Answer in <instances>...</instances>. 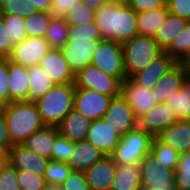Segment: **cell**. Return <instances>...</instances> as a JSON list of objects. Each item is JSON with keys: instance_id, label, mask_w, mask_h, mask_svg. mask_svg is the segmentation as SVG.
Wrapping results in <instances>:
<instances>
[{"instance_id": "1", "label": "cell", "mask_w": 190, "mask_h": 190, "mask_svg": "<svg viewBox=\"0 0 190 190\" xmlns=\"http://www.w3.org/2000/svg\"><path fill=\"white\" fill-rule=\"evenodd\" d=\"M137 15L127 3L113 1L96 8L95 22L102 39L124 44L138 35Z\"/></svg>"}, {"instance_id": "2", "label": "cell", "mask_w": 190, "mask_h": 190, "mask_svg": "<svg viewBox=\"0 0 190 190\" xmlns=\"http://www.w3.org/2000/svg\"><path fill=\"white\" fill-rule=\"evenodd\" d=\"M12 145H21L32 133L45 126L32 101H14L1 106Z\"/></svg>"}, {"instance_id": "3", "label": "cell", "mask_w": 190, "mask_h": 190, "mask_svg": "<svg viewBox=\"0 0 190 190\" xmlns=\"http://www.w3.org/2000/svg\"><path fill=\"white\" fill-rule=\"evenodd\" d=\"M75 83L55 85L34 101L45 125L57 127L74 108Z\"/></svg>"}, {"instance_id": "4", "label": "cell", "mask_w": 190, "mask_h": 190, "mask_svg": "<svg viewBox=\"0 0 190 190\" xmlns=\"http://www.w3.org/2000/svg\"><path fill=\"white\" fill-rule=\"evenodd\" d=\"M126 78L145 69L164 51L151 36L138 34L122 44Z\"/></svg>"}, {"instance_id": "5", "label": "cell", "mask_w": 190, "mask_h": 190, "mask_svg": "<svg viewBox=\"0 0 190 190\" xmlns=\"http://www.w3.org/2000/svg\"><path fill=\"white\" fill-rule=\"evenodd\" d=\"M153 138L152 134L137 127L120 137L119 144L110 156L117 165L140 164L151 153Z\"/></svg>"}, {"instance_id": "6", "label": "cell", "mask_w": 190, "mask_h": 190, "mask_svg": "<svg viewBox=\"0 0 190 190\" xmlns=\"http://www.w3.org/2000/svg\"><path fill=\"white\" fill-rule=\"evenodd\" d=\"M91 64L106 75L117 78L121 83L126 78L122 44L110 39L98 41Z\"/></svg>"}, {"instance_id": "7", "label": "cell", "mask_w": 190, "mask_h": 190, "mask_svg": "<svg viewBox=\"0 0 190 190\" xmlns=\"http://www.w3.org/2000/svg\"><path fill=\"white\" fill-rule=\"evenodd\" d=\"M142 187L155 190H176L174 170L162 164L152 153L147 154L140 162Z\"/></svg>"}, {"instance_id": "8", "label": "cell", "mask_w": 190, "mask_h": 190, "mask_svg": "<svg viewBox=\"0 0 190 190\" xmlns=\"http://www.w3.org/2000/svg\"><path fill=\"white\" fill-rule=\"evenodd\" d=\"M75 87L92 89L101 94L113 97L119 96L121 91V82L92 64L82 69L75 76Z\"/></svg>"}, {"instance_id": "9", "label": "cell", "mask_w": 190, "mask_h": 190, "mask_svg": "<svg viewBox=\"0 0 190 190\" xmlns=\"http://www.w3.org/2000/svg\"><path fill=\"white\" fill-rule=\"evenodd\" d=\"M51 49L45 37H26L12 47L11 54L7 59L28 68L39 65L42 58Z\"/></svg>"}, {"instance_id": "10", "label": "cell", "mask_w": 190, "mask_h": 190, "mask_svg": "<svg viewBox=\"0 0 190 190\" xmlns=\"http://www.w3.org/2000/svg\"><path fill=\"white\" fill-rule=\"evenodd\" d=\"M103 118L120 137L138 127V118L121 94L110 100Z\"/></svg>"}, {"instance_id": "11", "label": "cell", "mask_w": 190, "mask_h": 190, "mask_svg": "<svg viewBox=\"0 0 190 190\" xmlns=\"http://www.w3.org/2000/svg\"><path fill=\"white\" fill-rule=\"evenodd\" d=\"M111 96L92 89L76 88L74 92V109L83 113L91 121L104 117Z\"/></svg>"}, {"instance_id": "12", "label": "cell", "mask_w": 190, "mask_h": 190, "mask_svg": "<svg viewBox=\"0 0 190 190\" xmlns=\"http://www.w3.org/2000/svg\"><path fill=\"white\" fill-rule=\"evenodd\" d=\"M178 120L169 104L157 103L138 118V127L156 137Z\"/></svg>"}, {"instance_id": "13", "label": "cell", "mask_w": 190, "mask_h": 190, "mask_svg": "<svg viewBox=\"0 0 190 190\" xmlns=\"http://www.w3.org/2000/svg\"><path fill=\"white\" fill-rule=\"evenodd\" d=\"M98 41L76 40L67 41L61 48L67 63L76 76L82 69L91 65L93 54L96 51Z\"/></svg>"}, {"instance_id": "14", "label": "cell", "mask_w": 190, "mask_h": 190, "mask_svg": "<svg viewBox=\"0 0 190 190\" xmlns=\"http://www.w3.org/2000/svg\"><path fill=\"white\" fill-rule=\"evenodd\" d=\"M50 159L42 157L23 145H12L8 149V162L17 170H26L44 177Z\"/></svg>"}, {"instance_id": "15", "label": "cell", "mask_w": 190, "mask_h": 190, "mask_svg": "<svg viewBox=\"0 0 190 190\" xmlns=\"http://www.w3.org/2000/svg\"><path fill=\"white\" fill-rule=\"evenodd\" d=\"M39 66L47 71L55 85L75 82V75L67 63L62 49L52 48L40 61Z\"/></svg>"}, {"instance_id": "16", "label": "cell", "mask_w": 190, "mask_h": 190, "mask_svg": "<svg viewBox=\"0 0 190 190\" xmlns=\"http://www.w3.org/2000/svg\"><path fill=\"white\" fill-rule=\"evenodd\" d=\"M120 94L132 107L137 118L157 104L151 89L137 85L131 78L121 83Z\"/></svg>"}, {"instance_id": "17", "label": "cell", "mask_w": 190, "mask_h": 190, "mask_svg": "<svg viewBox=\"0 0 190 190\" xmlns=\"http://www.w3.org/2000/svg\"><path fill=\"white\" fill-rule=\"evenodd\" d=\"M177 62L165 51L155 58L145 69L134 74L131 79L139 86L152 89Z\"/></svg>"}, {"instance_id": "18", "label": "cell", "mask_w": 190, "mask_h": 190, "mask_svg": "<svg viewBox=\"0 0 190 190\" xmlns=\"http://www.w3.org/2000/svg\"><path fill=\"white\" fill-rule=\"evenodd\" d=\"M86 140L110 156L119 144L120 136L104 118L91 121Z\"/></svg>"}, {"instance_id": "19", "label": "cell", "mask_w": 190, "mask_h": 190, "mask_svg": "<svg viewBox=\"0 0 190 190\" xmlns=\"http://www.w3.org/2000/svg\"><path fill=\"white\" fill-rule=\"evenodd\" d=\"M117 164L111 156L93 164L84 171L86 182L91 190H110L115 176Z\"/></svg>"}, {"instance_id": "20", "label": "cell", "mask_w": 190, "mask_h": 190, "mask_svg": "<svg viewBox=\"0 0 190 190\" xmlns=\"http://www.w3.org/2000/svg\"><path fill=\"white\" fill-rule=\"evenodd\" d=\"M179 154L190 151V120H178L156 136Z\"/></svg>"}, {"instance_id": "21", "label": "cell", "mask_w": 190, "mask_h": 190, "mask_svg": "<svg viewBox=\"0 0 190 190\" xmlns=\"http://www.w3.org/2000/svg\"><path fill=\"white\" fill-rule=\"evenodd\" d=\"M91 124L83 113L72 109L57 126L59 134L70 141L79 142L86 140L87 133Z\"/></svg>"}, {"instance_id": "22", "label": "cell", "mask_w": 190, "mask_h": 190, "mask_svg": "<svg viewBox=\"0 0 190 190\" xmlns=\"http://www.w3.org/2000/svg\"><path fill=\"white\" fill-rule=\"evenodd\" d=\"M186 78L187 74L183 65L181 63H177L151 89L156 102H166L170 94L182 87Z\"/></svg>"}, {"instance_id": "23", "label": "cell", "mask_w": 190, "mask_h": 190, "mask_svg": "<svg viewBox=\"0 0 190 190\" xmlns=\"http://www.w3.org/2000/svg\"><path fill=\"white\" fill-rule=\"evenodd\" d=\"M9 103L14 101H29L28 68L8 60Z\"/></svg>"}, {"instance_id": "24", "label": "cell", "mask_w": 190, "mask_h": 190, "mask_svg": "<svg viewBox=\"0 0 190 190\" xmlns=\"http://www.w3.org/2000/svg\"><path fill=\"white\" fill-rule=\"evenodd\" d=\"M105 156L107 155L93 144L87 140H81L75 142V148L67 163L71 166L73 171L84 172L87 168L102 160Z\"/></svg>"}, {"instance_id": "25", "label": "cell", "mask_w": 190, "mask_h": 190, "mask_svg": "<svg viewBox=\"0 0 190 190\" xmlns=\"http://www.w3.org/2000/svg\"><path fill=\"white\" fill-rule=\"evenodd\" d=\"M59 130L55 126L45 125L32 133L21 145L26 149L51 160L52 148Z\"/></svg>"}, {"instance_id": "26", "label": "cell", "mask_w": 190, "mask_h": 190, "mask_svg": "<svg viewBox=\"0 0 190 190\" xmlns=\"http://www.w3.org/2000/svg\"><path fill=\"white\" fill-rule=\"evenodd\" d=\"M140 164L117 165L110 190H141Z\"/></svg>"}, {"instance_id": "27", "label": "cell", "mask_w": 190, "mask_h": 190, "mask_svg": "<svg viewBox=\"0 0 190 190\" xmlns=\"http://www.w3.org/2000/svg\"><path fill=\"white\" fill-rule=\"evenodd\" d=\"M187 22L186 19L169 13L164 24L155 32L153 39L165 51L182 32Z\"/></svg>"}, {"instance_id": "28", "label": "cell", "mask_w": 190, "mask_h": 190, "mask_svg": "<svg viewBox=\"0 0 190 190\" xmlns=\"http://www.w3.org/2000/svg\"><path fill=\"white\" fill-rule=\"evenodd\" d=\"M28 74L29 101H36L55 86L47 71L39 65L28 67Z\"/></svg>"}, {"instance_id": "29", "label": "cell", "mask_w": 190, "mask_h": 190, "mask_svg": "<svg viewBox=\"0 0 190 190\" xmlns=\"http://www.w3.org/2000/svg\"><path fill=\"white\" fill-rule=\"evenodd\" d=\"M168 15L167 7L138 13V34L153 37L155 32L164 24Z\"/></svg>"}, {"instance_id": "30", "label": "cell", "mask_w": 190, "mask_h": 190, "mask_svg": "<svg viewBox=\"0 0 190 190\" xmlns=\"http://www.w3.org/2000/svg\"><path fill=\"white\" fill-rule=\"evenodd\" d=\"M166 103L179 120H190V78H186L182 87L169 95Z\"/></svg>"}, {"instance_id": "31", "label": "cell", "mask_w": 190, "mask_h": 190, "mask_svg": "<svg viewBox=\"0 0 190 190\" xmlns=\"http://www.w3.org/2000/svg\"><path fill=\"white\" fill-rule=\"evenodd\" d=\"M95 8L88 6L82 1L76 2L63 19L69 26H84L95 21Z\"/></svg>"}, {"instance_id": "32", "label": "cell", "mask_w": 190, "mask_h": 190, "mask_svg": "<svg viewBox=\"0 0 190 190\" xmlns=\"http://www.w3.org/2000/svg\"><path fill=\"white\" fill-rule=\"evenodd\" d=\"M68 28L63 17H53L50 20L45 39L51 48L61 49L65 45L68 41Z\"/></svg>"}, {"instance_id": "33", "label": "cell", "mask_w": 190, "mask_h": 190, "mask_svg": "<svg viewBox=\"0 0 190 190\" xmlns=\"http://www.w3.org/2000/svg\"><path fill=\"white\" fill-rule=\"evenodd\" d=\"M177 63H181L190 54V21L182 32L165 50Z\"/></svg>"}, {"instance_id": "34", "label": "cell", "mask_w": 190, "mask_h": 190, "mask_svg": "<svg viewBox=\"0 0 190 190\" xmlns=\"http://www.w3.org/2000/svg\"><path fill=\"white\" fill-rule=\"evenodd\" d=\"M53 16L50 12L38 11L25 18L27 37H45L50 20Z\"/></svg>"}, {"instance_id": "35", "label": "cell", "mask_w": 190, "mask_h": 190, "mask_svg": "<svg viewBox=\"0 0 190 190\" xmlns=\"http://www.w3.org/2000/svg\"><path fill=\"white\" fill-rule=\"evenodd\" d=\"M151 153L162 164L167 165L168 168L173 169L174 171L176 170L180 154L170 146L165 145L157 137L153 138Z\"/></svg>"}, {"instance_id": "36", "label": "cell", "mask_w": 190, "mask_h": 190, "mask_svg": "<svg viewBox=\"0 0 190 190\" xmlns=\"http://www.w3.org/2000/svg\"><path fill=\"white\" fill-rule=\"evenodd\" d=\"M0 17L3 19L6 29H8L9 39L13 46L27 37L25 18L18 15H0Z\"/></svg>"}, {"instance_id": "37", "label": "cell", "mask_w": 190, "mask_h": 190, "mask_svg": "<svg viewBox=\"0 0 190 190\" xmlns=\"http://www.w3.org/2000/svg\"><path fill=\"white\" fill-rule=\"evenodd\" d=\"M67 162L49 160L44 173L46 184H62L72 172Z\"/></svg>"}, {"instance_id": "38", "label": "cell", "mask_w": 190, "mask_h": 190, "mask_svg": "<svg viewBox=\"0 0 190 190\" xmlns=\"http://www.w3.org/2000/svg\"><path fill=\"white\" fill-rule=\"evenodd\" d=\"M174 182L176 190H190V151L180 154Z\"/></svg>"}, {"instance_id": "39", "label": "cell", "mask_w": 190, "mask_h": 190, "mask_svg": "<svg viewBox=\"0 0 190 190\" xmlns=\"http://www.w3.org/2000/svg\"><path fill=\"white\" fill-rule=\"evenodd\" d=\"M76 40H88V41H100L102 37L100 35L99 28L96 22L88 23L84 26H69L68 28V41Z\"/></svg>"}, {"instance_id": "40", "label": "cell", "mask_w": 190, "mask_h": 190, "mask_svg": "<svg viewBox=\"0 0 190 190\" xmlns=\"http://www.w3.org/2000/svg\"><path fill=\"white\" fill-rule=\"evenodd\" d=\"M38 12L34 5L27 0H12L0 8V15H18L23 18Z\"/></svg>"}, {"instance_id": "41", "label": "cell", "mask_w": 190, "mask_h": 190, "mask_svg": "<svg viewBox=\"0 0 190 190\" xmlns=\"http://www.w3.org/2000/svg\"><path fill=\"white\" fill-rule=\"evenodd\" d=\"M75 148V142L70 141L60 134L55 138L52 148L51 160L68 162Z\"/></svg>"}, {"instance_id": "42", "label": "cell", "mask_w": 190, "mask_h": 190, "mask_svg": "<svg viewBox=\"0 0 190 190\" xmlns=\"http://www.w3.org/2000/svg\"><path fill=\"white\" fill-rule=\"evenodd\" d=\"M17 181L22 190H44L46 185L44 177L26 170H17Z\"/></svg>"}, {"instance_id": "43", "label": "cell", "mask_w": 190, "mask_h": 190, "mask_svg": "<svg viewBox=\"0 0 190 190\" xmlns=\"http://www.w3.org/2000/svg\"><path fill=\"white\" fill-rule=\"evenodd\" d=\"M0 190H20L17 181V169L9 162L0 171Z\"/></svg>"}, {"instance_id": "44", "label": "cell", "mask_w": 190, "mask_h": 190, "mask_svg": "<svg viewBox=\"0 0 190 190\" xmlns=\"http://www.w3.org/2000/svg\"><path fill=\"white\" fill-rule=\"evenodd\" d=\"M61 187L62 190H91L82 171H72Z\"/></svg>"}, {"instance_id": "45", "label": "cell", "mask_w": 190, "mask_h": 190, "mask_svg": "<svg viewBox=\"0 0 190 190\" xmlns=\"http://www.w3.org/2000/svg\"><path fill=\"white\" fill-rule=\"evenodd\" d=\"M8 59H0V106L9 103Z\"/></svg>"}, {"instance_id": "46", "label": "cell", "mask_w": 190, "mask_h": 190, "mask_svg": "<svg viewBox=\"0 0 190 190\" xmlns=\"http://www.w3.org/2000/svg\"><path fill=\"white\" fill-rule=\"evenodd\" d=\"M170 14L190 21V0H166Z\"/></svg>"}, {"instance_id": "47", "label": "cell", "mask_w": 190, "mask_h": 190, "mask_svg": "<svg viewBox=\"0 0 190 190\" xmlns=\"http://www.w3.org/2000/svg\"><path fill=\"white\" fill-rule=\"evenodd\" d=\"M128 5L136 12L142 13L166 6V0H130Z\"/></svg>"}, {"instance_id": "48", "label": "cell", "mask_w": 190, "mask_h": 190, "mask_svg": "<svg viewBox=\"0 0 190 190\" xmlns=\"http://www.w3.org/2000/svg\"><path fill=\"white\" fill-rule=\"evenodd\" d=\"M12 47L8 29H6L5 23L0 17V59H7L11 54Z\"/></svg>"}, {"instance_id": "49", "label": "cell", "mask_w": 190, "mask_h": 190, "mask_svg": "<svg viewBox=\"0 0 190 190\" xmlns=\"http://www.w3.org/2000/svg\"><path fill=\"white\" fill-rule=\"evenodd\" d=\"M52 5L50 9V14L53 17H63L70 8L79 1L82 0H51Z\"/></svg>"}, {"instance_id": "50", "label": "cell", "mask_w": 190, "mask_h": 190, "mask_svg": "<svg viewBox=\"0 0 190 190\" xmlns=\"http://www.w3.org/2000/svg\"><path fill=\"white\" fill-rule=\"evenodd\" d=\"M0 145L5 146L7 149H9L12 146L7 129V124L4 116L1 113H0Z\"/></svg>"}, {"instance_id": "51", "label": "cell", "mask_w": 190, "mask_h": 190, "mask_svg": "<svg viewBox=\"0 0 190 190\" xmlns=\"http://www.w3.org/2000/svg\"><path fill=\"white\" fill-rule=\"evenodd\" d=\"M31 5H34L38 11L49 12L51 9V0H27Z\"/></svg>"}, {"instance_id": "52", "label": "cell", "mask_w": 190, "mask_h": 190, "mask_svg": "<svg viewBox=\"0 0 190 190\" xmlns=\"http://www.w3.org/2000/svg\"><path fill=\"white\" fill-rule=\"evenodd\" d=\"M113 1L115 0H83L84 3L95 9L103 4L111 3Z\"/></svg>"}, {"instance_id": "53", "label": "cell", "mask_w": 190, "mask_h": 190, "mask_svg": "<svg viewBox=\"0 0 190 190\" xmlns=\"http://www.w3.org/2000/svg\"><path fill=\"white\" fill-rule=\"evenodd\" d=\"M181 64L185 69L187 78H190V54L181 62Z\"/></svg>"}, {"instance_id": "54", "label": "cell", "mask_w": 190, "mask_h": 190, "mask_svg": "<svg viewBox=\"0 0 190 190\" xmlns=\"http://www.w3.org/2000/svg\"><path fill=\"white\" fill-rule=\"evenodd\" d=\"M44 190H62L60 184H46Z\"/></svg>"}, {"instance_id": "55", "label": "cell", "mask_w": 190, "mask_h": 190, "mask_svg": "<svg viewBox=\"0 0 190 190\" xmlns=\"http://www.w3.org/2000/svg\"><path fill=\"white\" fill-rule=\"evenodd\" d=\"M8 156H0V171L7 165Z\"/></svg>"}, {"instance_id": "56", "label": "cell", "mask_w": 190, "mask_h": 190, "mask_svg": "<svg viewBox=\"0 0 190 190\" xmlns=\"http://www.w3.org/2000/svg\"><path fill=\"white\" fill-rule=\"evenodd\" d=\"M0 156H8V149L3 145H0Z\"/></svg>"}, {"instance_id": "57", "label": "cell", "mask_w": 190, "mask_h": 190, "mask_svg": "<svg viewBox=\"0 0 190 190\" xmlns=\"http://www.w3.org/2000/svg\"><path fill=\"white\" fill-rule=\"evenodd\" d=\"M12 0H0V8L3 7L6 3L10 2Z\"/></svg>"}, {"instance_id": "58", "label": "cell", "mask_w": 190, "mask_h": 190, "mask_svg": "<svg viewBox=\"0 0 190 190\" xmlns=\"http://www.w3.org/2000/svg\"><path fill=\"white\" fill-rule=\"evenodd\" d=\"M116 2H121V3H127L130 1V0H115Z\"/></svg>"}, {"instance_id": "59", "label": "cell", "mask_w": 190, "mask_h": 190, "mask_svg": "<svg viewBox=\"0 0 190 190\" xmlns=\"http://www.w3.org/2000/svg\"><path fill=\"white\" fill-rule=\"evenodd\" d=\"M141 190H155V189H151L149 187H142Z\"/></svg>"}]
</instances>
